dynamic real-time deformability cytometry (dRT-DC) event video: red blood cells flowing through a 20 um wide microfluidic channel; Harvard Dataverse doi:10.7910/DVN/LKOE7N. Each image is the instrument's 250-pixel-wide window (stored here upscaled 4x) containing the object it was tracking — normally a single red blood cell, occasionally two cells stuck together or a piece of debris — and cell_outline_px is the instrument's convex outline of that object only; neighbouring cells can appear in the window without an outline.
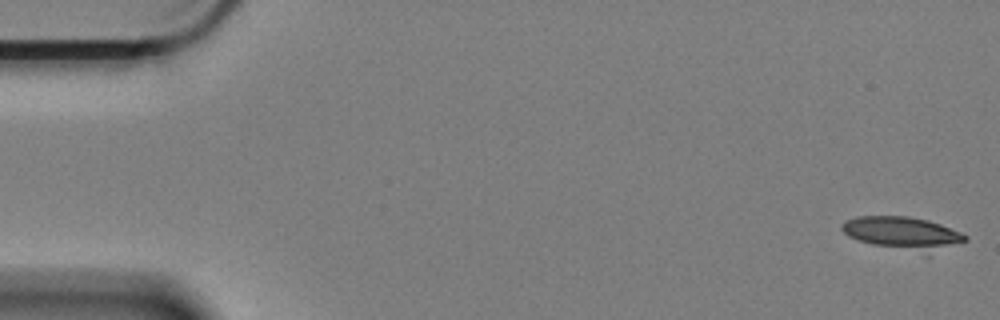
{"species": "Egyptian fruit bat (a non-hibernating species)", "species_latin": "Rousettus aegyptiacus", "temperature_condition": "cold", "stored_images_in_passage": 21, "camera_frame_rate_fps": 3000, "um_per_image_px": 0.085, "animal": {"sex": "female"}, "frame": {"image": 1, "passage_image": 1, "time_ms": 0.0, "image_size_px": [1000, 320], "cell_outline_px": [[968, 240], [928, 256], [872, 244], [848, 236], [840, 228], [848, 220], [856, 216], [908, 216], [928, 220], [940, 224], [960, 232], [968, 236]], "centroid_in_image_um": [76.81, 19.86], "position_along_channel_um": 8.2, "area_um2": 23.93}}
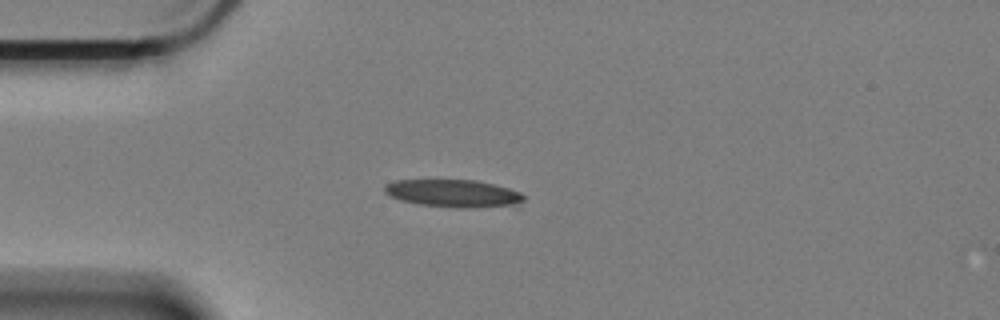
{"frame": {"image": 2, "passage_image": 15, "time_ms": 4.667, "image_size_px": [1000, 320], "cell_outline_px": [[524, 200], [520, 208], [460, 208], [420, 204], [400, 200], [388, 196], [384, 192], [384, 188], [388, 184], [396, 180], [476, 180], [508, 188], [520, 192], [524, 196]], "centroid_in_image_um": [38.67, 16.47], "position_along_channel_um": 46.3, "area_um2": 23.0}}
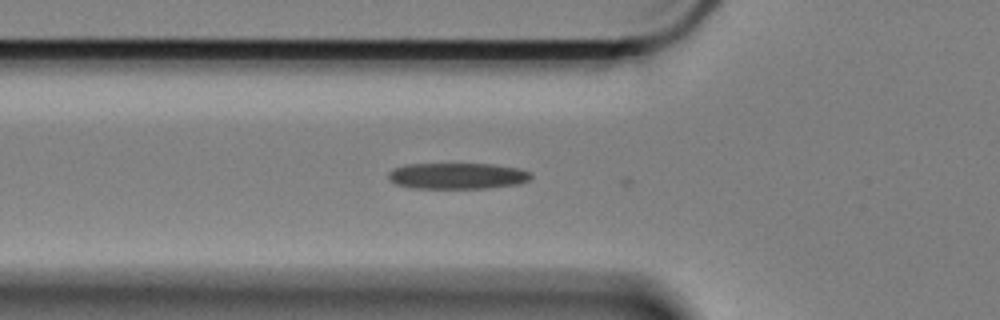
{"frame": {"image": 3, "passage_image": 20, "time_ms": 6.333, "image_size_px": [1000, 320], "cell_outline_px": [[532, 176], [528, 180], [520, 184], [488, 188], [412, 188], [396, 184], [388, 180], [388, 172], [392, 168], [404, 164], [492, 164], [516, 168], [532, 172]], "centroid_in_image_um": [38.84, 14.95], "position_along_channel_um": 87.0, "area_um2": 21.91}}